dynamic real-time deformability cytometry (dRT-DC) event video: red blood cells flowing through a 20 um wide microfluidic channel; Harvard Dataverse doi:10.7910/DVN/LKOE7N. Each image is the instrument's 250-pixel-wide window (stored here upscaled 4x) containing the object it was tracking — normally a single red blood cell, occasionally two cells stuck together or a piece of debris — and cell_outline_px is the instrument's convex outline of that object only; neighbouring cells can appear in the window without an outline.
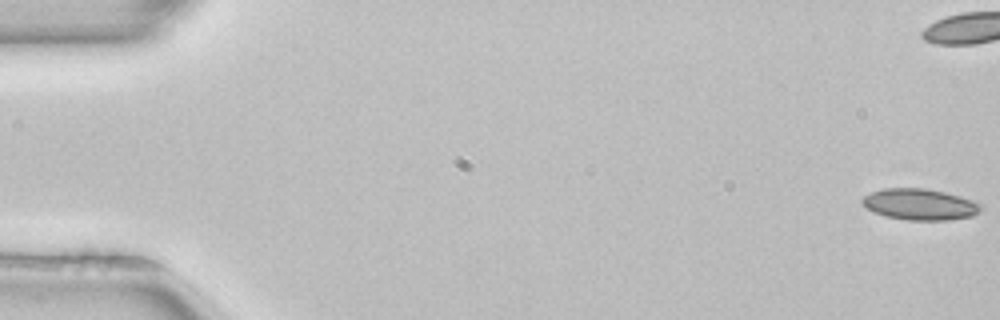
{"species": "common noctule bat (a hibernating species)", "species_latin": "Nyctalus noctula", "temperature_condition": "room temperature", "stored_images_in_passage": 53, "camera_frame_rate_fps": 3000, "um_per_image_px": 0.085, "animal": {"sex": "female", "body_mass_g": 22.7, "forearm_length_mm": 54.2}, "frame": {"image": 1, "passage_image": 1, "time_ms": 0.0, "image_size_px": [1000, 320], "cell_outline_px": [[984, 208], [980, 212], [972, 216], [948, 220], [908, 220], [884, 216], [868, 208], [860, 200], [864, 196], [872, 192], [884, 188], [924, 188], [944, 192], [960, 196], [984, 204]], "centroid_in_image_um": [78.25, 17.37], "position_along_channel_um": 6.8, "area_um2": 21.62}, "authors_computed_cell_mechanics": {"area_um2": 20.8658, "velocity_mm_per_s": 3.9829, "shape_relaxation_time_tau1_ms": null, "shape_relaxation_time_tau2_ms": 5.2114, "deformation_change_tau1": null, "deformation_change_tau2": 0.1163}}